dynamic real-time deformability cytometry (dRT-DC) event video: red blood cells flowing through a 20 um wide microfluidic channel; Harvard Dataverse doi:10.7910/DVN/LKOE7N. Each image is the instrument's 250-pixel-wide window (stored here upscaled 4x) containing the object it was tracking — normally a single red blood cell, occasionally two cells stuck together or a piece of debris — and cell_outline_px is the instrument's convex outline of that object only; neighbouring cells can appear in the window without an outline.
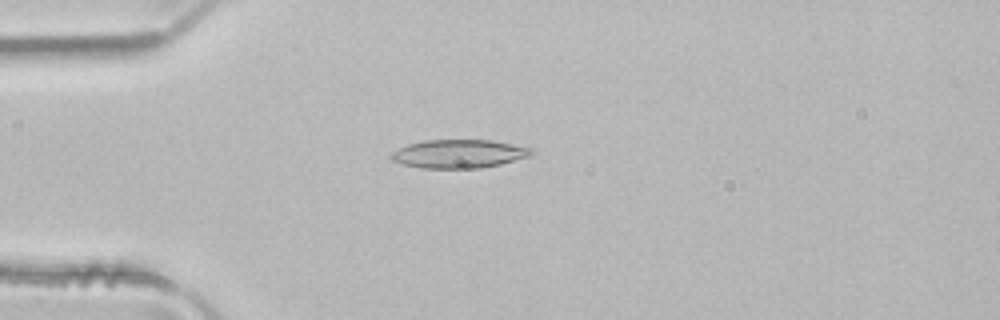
{"species": "common noctule bat (a hibernating species)", "species_latin": "Nyctalus noctula", "temperature_condition": "room temperature", "stored_images_in_passage": 4, "camera_frame_rate_fps": 3000, "um_per_image_px": 0.085, "animal": {"sex": "male", "body_mass_g": 21.5, "forearm_length_mm": 52.0}, "frame": {"image": 1, "passage_image": 4, "time_ms": 1.0, "image_size_px": [1000, 320], "cell_outline_px": [[536, 152], [528, 156], [500, 164], [480, 168], [420, 168], [404, 164], [392, 160], [388, 156], [392, 152], [408, 144], [424, 140], [492, 140], [532, 148]], "centroid_in_image_um": [39.0, 13.07], "position_along_channel_um": 46.0, "area_um2": 23.18}}